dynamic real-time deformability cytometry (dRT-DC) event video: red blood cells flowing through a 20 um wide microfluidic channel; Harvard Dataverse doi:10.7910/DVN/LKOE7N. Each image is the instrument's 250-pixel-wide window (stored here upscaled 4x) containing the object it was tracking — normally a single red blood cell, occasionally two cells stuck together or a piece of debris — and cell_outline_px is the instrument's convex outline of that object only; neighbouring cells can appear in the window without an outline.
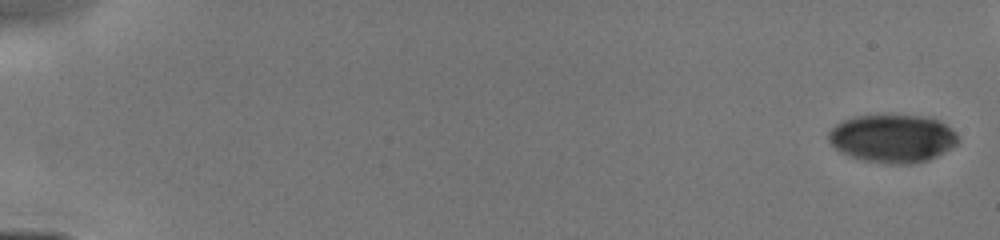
{"species": "human", "species_latin": "Homo sapiens", "temperature_condition": "cold", "stored_images_in_passage": 10, "camera_frame_rate_fps": 3000, "um_per_image_px": 0.085, "donor": {"sex": "male"}, "frame": {"image": 1, "passage_image": 1, "time_ms": 0.0, "image_size_px": [1000, 240], "cell_outline_px": [[960, 140], [956, 144], [936, 156], [928, 160], [912, 164], [880, 164], [864, 160], [840, 152], [828, 140], [828, 132], [836, 124], [844, 120], [856, 116], [888, 112], [932, 116], [940, 120], [952, 128], [956, 132]], "centroid_in_image_um": [75.89, 11.71], "position_along_channel_um": 9.1, "area_um2": 37.45}}